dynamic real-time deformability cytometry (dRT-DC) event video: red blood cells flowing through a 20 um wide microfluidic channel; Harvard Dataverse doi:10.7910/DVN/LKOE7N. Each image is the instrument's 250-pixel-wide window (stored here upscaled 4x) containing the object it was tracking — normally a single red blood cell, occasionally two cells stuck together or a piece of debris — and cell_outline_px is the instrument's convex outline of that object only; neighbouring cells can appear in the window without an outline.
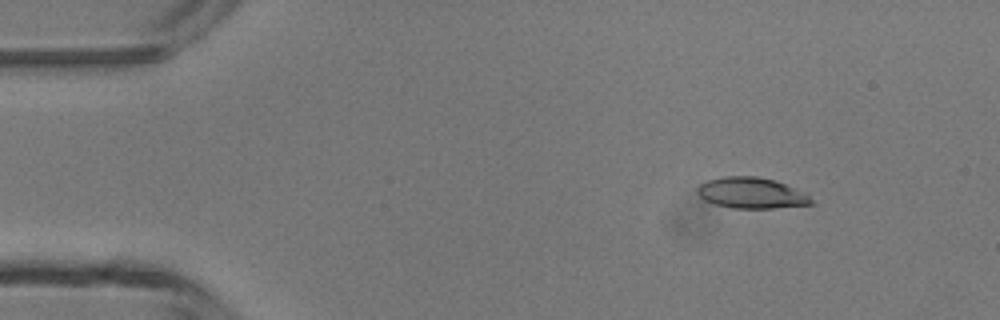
{"species": "common noctule bat (a hibernating species)", "species_latin": "Nyctalus noctula", "temperature_condition": "room temperature", "stored_images_in_passage": 3, "camera_frame_rate_fps": 3000, "um_per_image_px": 0.085, "animal": {"sex": "male", "body_mass_g": 13.3}, "frame": {"image": 1, "passage_image": 1, "time_ms": 0.0, "image_size_px": [1000, 320], "cell_outline_px": [[816, 204], [772, 208], [732, 208], [716, 204], [704, 200], [696, 192], [696, 188], [700, 184], [708, 180], [724, 176], [756, 176], [772, 180], [784, 184], [808, 196]], "centroid_in_image_um": [63.81, 16.41], "position_along_channel_um": 21.2, "area_um2": 20.23}}